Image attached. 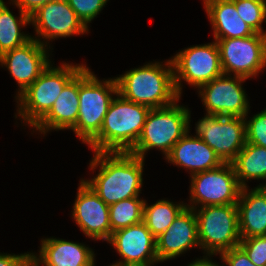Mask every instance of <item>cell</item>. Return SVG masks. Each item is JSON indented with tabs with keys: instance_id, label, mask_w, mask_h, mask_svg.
<instances>
[{
	"instance_id": "1",
	"label": "cell",
	"mask_w": 266,
	"mask_h": 266,
	"mask_svg": "<svg viewBox=\"0 0 266 266\" xmlns=\"http://www.w3.org/2000/svg\"><path fill=\"white\" fill-rule=\"evenodd\" d=\"M99 172L83 180L108 206L124 199L139 197L143 185L144 159L130 152H95L91 170Z\"/></svg>"
},
{
	"instance_id": "2",
	"label": "cell",
	"mask_w": 266,
	"mask_h": 266,
	"mask_svg": "<svg viewBox=\"0 0 266 266\" xmlns=\"http://www.w3.org/2000/svg\"><path fill=\"white\" fill-rule=\"evenodd\" d=\"M100 132L88 143L94 152H130L136 145L151 108L117 93Z\"/></svg>"
},
{
	"instance_id": "3",
	"label": "cell",
	"mask_w": 266,
	"mask_h": 266,
	"mask_svg": "<svg viewBox=\"0 0 266 266\" xmlns=\"http://www.w3.org/2000/svg\"><path fill=\"white\" fill-rule=\"evenodd\" d=\"M116 82L123 98L151 109L171 105L181 98L175 88L171 59L165 65L151 62L126 71L116 77Z\"/></svg>"
},
{
	"instance_id": "4",
	"label": "cell",
	"mask_w": 266,
	"mask_h": 266,
	"mask_svg": "<svg viewBox=\"0 0 266 266\" xmlns=\"http://www.w3.org/2000/svg\"><path fill=\"white\" fill-rule=\"evenodd\" d=\"M52 66L49 64L38 79L16 98L20 103L15 118L21 116L30 127L34 128L48 114L64 87L86 65L63 63L56 68Z\"/></svg>"
},
{
	"instance_id": "5",
	"label": "cell",
	"mask_w": 266,
	"mask_h": 266,
	"mask_svg": "<svg viewBox=\"0 0 266 266\" xmlns=\"http://www.w3.org/2000/svg\"><path fill=\"white\" fill-rule=\"evenodd\" d=\"M116 78L100 81L85 66L79 72V112L73 132L88 144L101 130L112 95H117Z\"/></svg>"
},
{
	"instance_id": "6",
	"label": "cell",
	"mask_w": 266,
	"mask_h": 266,
	"mask_svg": "<svg viewBox=\"0 0 266 266\" xmlns=\"http://www.w3.org/2000/svg\"><path fill=\"white\" fill-rule=\"evenodd\" d=\"M153 108L147 115L142 133L130 153L144 159L150 149H159L165 157L172 147L190 132V110L177 104Z\"/></svg>"
},
{
	"instance_id": "7",
	"label": "cell",
	"mask_w": 266,
	"mask_h": 266,
	"mask_svg": "<svg viewBox=\"0 0 266 266\" xmlns=\"http://www.w3.org/2000/svg\"><path fill=\"white\" fill-rule=\"evenodd\" d=\"M199 208L194 211L199 244L204 253L217 255L239 246L241 237L237 204L209 205Z\"/></svg>"
},
{
	"instance_id": "8",
	"label": "cell",
	"mask_w": 266,
	"mask_h": 266,
	"mask_svg": "<svg viewBox=\"0 0 266 266\" xmlns=\"http://www.w3.org/2000/svg\"><path fill=\"white\" fill-rule=\"evenodd\" d=\"M175 88L181 97V79L193 87L212 81L223 74L220 63V51L216 41L213 43L188 47L178 52L173 58Z\"/></svg>"
},
{
	"instance_id": "9",
	"label": "cell",
	"mask_w": 266,
	"mask_h": 266,
	"mask_svg": "<svg viewBox=\"0 0 266 266\" xmlns=\"http://www.w3.org/2000/svg\"><path fill=\"white\" fill-rule=\"evenodd\" d=\"M220 51L223 74L253 78L266 67V35L214 39Z\"/></svg>"
},
{
	"instance_id": "10",
	"label": "cell",
	"mask_w": 266,
	"mask_h": 266,
	"mask_svg": "<svg viewBox=\"0 0 266 266\" xmlns=\"http://www.w3.org/2000/svg\"><path fill=\"white\" fill-rule=\"evenodd\" d=\"M191 176L190 203L186 207L196 209L209 205L237 204L242 187L239 185L233 165L221 166Z\"/></svg>"
},
{
	"instance_id": "11",
	"label": "cell",
	"mask_w": 266,
	"mask_h": 266,
	"mask_svg": "<svg viewBox=\"0 0 266 266\" xmlns=\"http://www.w3.org/2000/svg\"><path fill=\"white\" fill-rule=\"evenodd\" d=\"M195 130L194 137H200L224 163H231L246 143L244 117L206 113Z\"/></svg>"
},
{
	"instance_id": "12",
	"label": "cell",
	"mask_w": 266,
	"mask_h": 266,
	"mask_svg": "<svg viewBox=\"0 0 266 266\" xmlns=\"http://www.w3.org/2000/svg\"><path fill=\"white\" fill-rule=\"evenodd\" d=\"M246 78L222 74L200 86L199 95L207 114L245 117L250 109L242 84Z\"/></svg>"
},
{
	"instance_id": "13",
	"label": "cell",
	"mask_w": 266,
	"mask_h": 266,
	"mask_svg": "<svg viewBox=\"0 0 266 266\" xmlns=\"http://www.w3.org/2000/svg\"><path fill=\"white\" fill-rule=\"evenodd\" d=\"M30 23L34 26L37 37H32L48 47V41L59 37H70L87 33L88 28L77 17L66 0H52L40 7L32 16ZM47 40L45 43L39 39Z\"/></svg>"
},
{
	"instance_id": "14",
	"label": "cell",
	"mask_w": 266,
	"mask_h": 266,
	"mask_svg": "<svg viewBox=\"0 0 266 266\" xmlns=\"http://www.w3.org/2000/svg\"><path fill=\"white\" fill-rule=\"evenodd\" d=\"M107 242L123 259L110 266H152L158 263L156 238L143 221L114 231Z\"/></svg>"
},
{
	"instance_id": "15",
	"label": "cell",
	"mask_w": 266,
	"mask_h": 266,
	"mask_svg": "<svg viewBox=\"0 0 266 266\" xmlns=\"http://www.w3.org/2000/svg\"><path fill=\"white\" fill-rule=\"evenodd\" d=\"M48 47L31 38L20 47L8 50L0 55V65L9 70L11 76L17 81L21 95L51 63L48 59Z\"/></svg>"
},
{
	"instance_id": "16",
	"label": "cell",
	"mask_w": 266,
	"mask_h": 266,
	"mask_svg": "<svg viewBox=\"0 0 266 266\" xmlns=\"http://www.w3.org/2000/svg\"><path fill=\"white\" fill-rule=\"evenodd\" d=\"M72 217L83 233L93 240L111 237L109 206L83 181L79 183Z\"/></svg>"
},
{
	"instance_id": "17",
	"label": "cell",
	"mask_w": 266,
	"mask_h": 266,
	"mask_svg": "<svg viewBox=\"0 0 266 266\" xmlns=\"http://www.w3.org/2000/svg\"><path fill=\"white\" fill-rule=\"evenodd\" d=\"M195 246L200 248L196 214L194 209L186 207L168 229L156 238L158 262L179 257Z\"/></svg>"
},
{
	"instance_id": "18",
	"label": "cell",
	"mask_w": 266,
	"mask_h": 266,
	"mask_svg": "<svg viewBox=\"0 0 266 266\" xmlns=\"http://www.w3.org/2000/svg\"><path fill=\"white\" fill-rule=\"evenodd\" d=\"M37 256L31 253V266H95L91 248L65 239L42 238Z\"/></svg>"
},
{
	"instance_id": "19",
	"label": "cell",
	"mask_w": 266,
	"mask_h": 266,
	"mask_svg": "<svg viewBox=\"0 0 266 266\" xmlns=\"http://www.w3.org/2000/svg\"><path fill=\"white\" fill-rule=\"evenodd\" d=\"M165 158L168 163L190 170L191 175L215 169L224 163L200 137L190 136L189 132L172 147Z\"/></svg>"
},
{
	"instance_id": "20",
	"label": "cell",
	"mask_w": 266,
	"mask_h": 266,
	"mask_svg": "<svg viewBox=\"0 0 266 266\" xmlns=\"http://www.w3.org/2000/svg\"><path fill=\"white\" fill-rule=\"evenodd\" d=\"M243 187L237 202L241 238L266 236V191Z\"/></svg>"
},
{
	"instance_id": "21",
	"label": "cell",
	"mask_w": 266,
	"mask_h": 266,
	"mask_svg": "<svg viewBox=\"0 0 266 266\" xmlns=\"http://www.w3.org/2000/svg\"><path fill=\"white\" fill-rule=\"evenodd\" d=\"M79 112V73L64 87L48 114L34 127L42 134L73 129Z\"/></svg>"
},
{
	"instance_id": "22",
	"label": "cell",
	"mask_w": 266,
	"mask_h": 266,
	"mask_svg": "<svg viewBox=\"0 0 266 266\" xmlns=\"http://www.w3.org/2000/svg\"><path fill=\"white\" fill-rule=\"evenodd\" d=\"M215 39L245 38L255 32L239 17L232 0H203Z\"/></svg>"
},
{
	"instance_id": "23",
	"label": "cell",
	"mask_w": 266,
	"mask_h": 266,
	"mask_svg": "<svg viewBox=\"0 0 266 266\" xmlns=\"http://www.w3.org/2000/svg\"><path fill=\"white\" fill-rule=\"evenodd\" d=\"M239 185L247 187L246 180H266V148L245 143L231 162Z\"/></svg>"
},
{
	"instance_id": "24",
	"label": "cell",
	"mask_w": 266,
	"mask_h": 266,
	"mask_svg": "<svg viewBox=\"0 0 266 266\" xmlns=\"http://www.w3.org/2000/svg\"><path fill=\"white\" fill-rule=\"evenodd\" d=\"M20 17L17 18L3 0H0V55L8 50L20 47L28 42L31 35L21 32L22 26L30 23V16L19 9Z\"/></svg>"
},
{
	"instance_id": "25",
	"label": "cell",
	"mask_w": 266,
	"mask_h": 266,
	"mask_svg": "<svg viewBox=\"0 0 266 266\" xmlns=\"http://www.w3.org/2000/svg\"><path fill=\"white\" fill-rule=\"evenodd\" d=\"M187 203H174L161 199L152 205L145 200L143 222L151 234L157 238L164 233L178 215L186 208Z\"/></svg>"
},
{
	"instance_id": "26",
	"label": "cell",
	"mask_w": 266,
	"mask_h": 266,
	"mask_svg": "<svg viewBox=\"0 0 266 266\" xmlns=\"http://www.w3.org/2000/svg\"><path fill=\"white\" fill-rule=\"evenodd\" d=\"M145 200L134 197L109 206L111 235L114 231L143 221Z\"/></svg>"
},
{
	"instance_id": "27",
	"label": "cell",
	"mask_w": 266,
	"mask_h": 266,
	"mask_svg": "<svg viewBox=\"0 0 266 266\" xmlns=\"http://www.w3.org/2000/svg\"><path fill=\"white\" fill-rule=\"evenodd\" d=\"M239 17L255 32L266 35L262 23H266V0H232Z\"/></svg>"
},
{
	"instance_id": "28",
	"label": "cell",
	"mask_w": 266,
	"mask_h": 266,
	"mask_svg": "<svg viewBox=\"0 0 266 266\" xmlns=\"http://www.w3.org/2000/svg\"><path fill=\"white\" fill-rule=\"evenodd\" d=\"M245 118L246 142L266 148V108L247 121Z\"/></svg>"
},
{
	"instance_id": "29",
	"label": "cell",
	"mask_w": 266,
	"mask_h": 266,
	"mask_svg": "<svg viewBox=\"0 0 266 266\" xmlns=\"http://www.w3.org/2000/svg\"><path fill=\"white\" fill-rule=\"evenodd\" d=\"M77 17L88 28V23L103 10L109 0H66Z\"/></svg>"
},
{
	"instance_id": "30",
	"label": "cell",
	"mask_w": 266,
	"mask_h": 266,
	"mask_svg": "<svg viewBox=\"0 0 266 266\" xmlns=\"http://www.w3.org/2000/svg\"><path fill=\"white\" fill-rule=\"evenodd\" d=\"M239 246L256 266H266V236L241 238Z\"/></svg>"
},
{
	"instance_id": "31",
	"label": "cell",
	"mask_w": 266,
	"mask_h": 266,
	"mask_svg": "<svg viewBox=\"0 0 266 266\" xmlns=\"http://www.w3.org/2000/svg\"><path fill=\"white\" fill-rule=\"evenodd\" d=\"M220 258L227 266H256L240 246L221 253Z\"/></svg>"
},
{
	"instance_id": "32",
	"label": "cell",
	"mask_w": 266,
	"mask_h": 266,
	"mask_svg": "<svg viewBox=\"0 0 266 266\" xmlns=\"http://www.w3.org/2000/svg\"><path fill=\"white\" fill-rule=\"evenodd\" d=\"M31 253L24 254H0V266H31Z\"/></svg>"
},
{
	"instance_id": "33",
	"label": "cell",
	"mask_w": 266,
	"mask_h": 266,
	"mask_svg": "<svg viewBox=\"0 0 266 266\" xmlns=\"http://www.w3.org/2000/svg\"><path fill=\"white\" fill-rule=\"evenodd\" d=\"M22 12L32 16L40 7L52 0H10Z\"/></svg>"
},
{
	"instance_id": "34",
	"label": "cell",
	"mask_w": 266,
	"mask_h": 266,
	"mask_svg": "<svg viewBox=\"0 0 266 266\" xmlns=\"http://www.w3.org/2000/svg\"><path fill=\"white\" fill-rule=\"evenodd\" d=\"M210 256L212 255L206 254L204 258H200L197 260L195 259V261H192V263L188 264L187 266H221L218 263L216 264V262H213L211 259H208L211 258Z\"/></svg>"
},
{
	"instance_id": "35",
	"label": "cell",
	"mask_w": 266,
	"mask_h": 266,
	"mask_svg": "<svg viewBox=\"0 0 266 266\" xmlns=\"http://www.w3.org/2000/svg\"><path fill=\"white\" fill-rule=\"evenodd\" d=\"M258 187H261V188H263L266 191V183H265V185L264 184H260V185H258Z\"/></svg>"
}]
</instances>
